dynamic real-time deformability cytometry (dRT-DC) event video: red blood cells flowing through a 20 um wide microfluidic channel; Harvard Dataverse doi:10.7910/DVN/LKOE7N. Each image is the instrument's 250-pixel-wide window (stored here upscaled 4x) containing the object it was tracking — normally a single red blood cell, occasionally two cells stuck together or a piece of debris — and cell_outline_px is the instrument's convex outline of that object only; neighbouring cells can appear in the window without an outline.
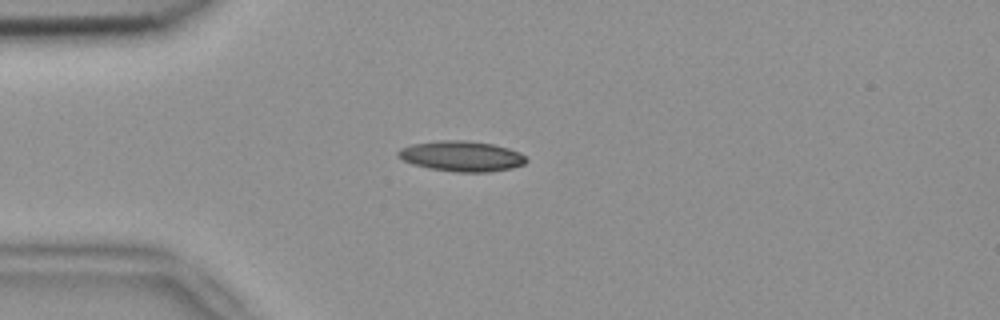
{"species": "common noctule bat (a hibernating species)", "species_latin": "Nyctalus noctula", "temperature_condition": "room temperature", "stored_images_in_passage": 40, "camera_frame_rate_fps": 3000, "um_per_image_px": 0.085, "animal": {"sex": "female", "body_mass_g": 18.4}, "frame": {"image": 1, "passage_image": 1, "time_ms": 0.0, "image_size_px": [1000, 320], "cell_outline_px": [[528, 160], [524, 164], [512, 168], [488, 172], [456, 172], [428, 168], [412, 164], [396, 156], [396, 152], [400, 148], [412, 144], [436, 140], [464, 140], [492, 144], [508, 148], [520, 152]], "centroid_in_image_um": [39.21, 13.27], "position_along_channel_um": 45.8, "area_um2": 22.83}}
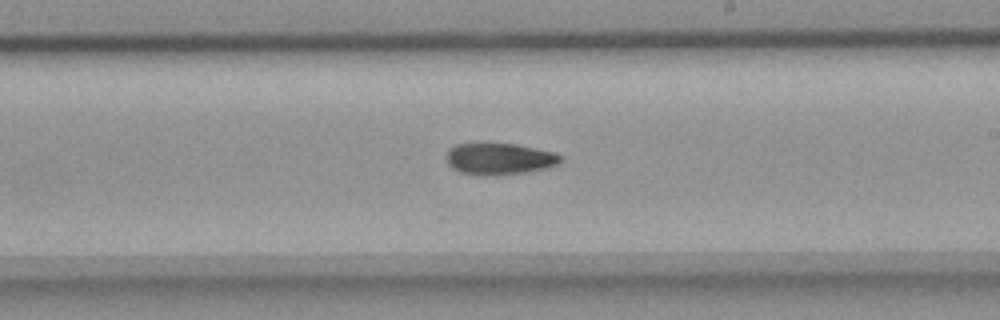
{"frame": {"image": 2, "passage_image": 18, "time_ms": 5.667, "image_size_px": [1000, 320], "cell_outline_px": [[560, 160], [556, 164], [544, 168], [524, 172], [484, 176], [460, 172], [452, 168], [448, 164], [448, 148], [456, 144], [516, 144], [556, 152], [560, 156]], "centroid_in_image_um": [42.42, 13.5], "position_along_channel_um": 246.6, "area_um2": 20.63}}
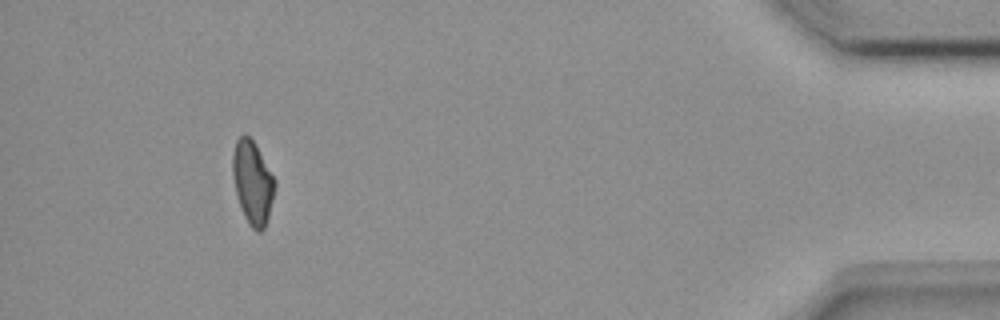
{"frame": {"image": 3, "passage_image": 36, "time_ms": 11.667, "image_size_px": [1000, 320], "cell_outline_px": [[276, 184], [268, 216], [264, 228], [260, 232], [256, 232], [248, 224], [240, 208], [236, 192], [232, 172], [232, 156], [236, 140], [244, 132], [256, 144], [276, 180]], "centroid_in_image_um": [21.46, 15.49], "position_along_channel_um": 413.7, "area_um2": 20.52}, "authors_computed_cell_mechanics": {"area_um2": 21.097, "velocity_mm_per_s": 3.8594, "shape_relaxation_time_tau1_ms": 10.7242, "shape_relaxation_time_tau2_ms": 9.2287, "deformation_change_tau1": 0.2273, "deformation_change_tau2": 0.1494}}